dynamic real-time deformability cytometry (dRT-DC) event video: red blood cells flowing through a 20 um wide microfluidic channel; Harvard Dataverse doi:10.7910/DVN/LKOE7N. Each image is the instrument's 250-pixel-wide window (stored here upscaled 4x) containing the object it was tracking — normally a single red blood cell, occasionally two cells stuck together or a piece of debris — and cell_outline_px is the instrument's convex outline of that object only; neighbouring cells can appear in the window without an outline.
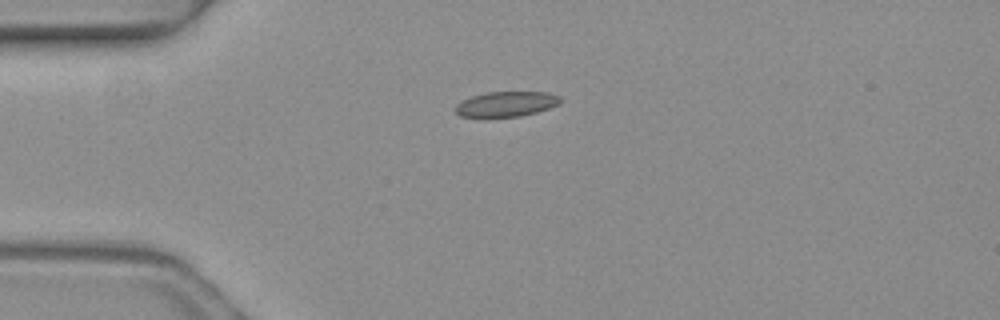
{"species": "common noctule bat (a hibernating species)", "species_latin": "Nyctalus noctula", "temperature_condition": "warm", "stored_images_in_passage": 3, "camera_frame_rate_fps": 3000, "um_per_image_px": 0.085, "animal": {"sex": "female", "body_mass_g": 19.3, "forearm_length_mm": 54.1}, "frame": {"image": 1, "passage_image": 1, "time_ms": 0.0, "image_size_px": [1000, 320], "cell_outline_px": [[560, 100], [556, 104], [548, 108], [536, 112], [520, 116], [460, 116], [456, 112], [456, 104], [472, 96], [488, 92], [548, 92], [560, 96]], "centroid_in_image_um": [43.03, 8.83], "position_along_channel_um": 42.0, "area_um2": 14.91}}